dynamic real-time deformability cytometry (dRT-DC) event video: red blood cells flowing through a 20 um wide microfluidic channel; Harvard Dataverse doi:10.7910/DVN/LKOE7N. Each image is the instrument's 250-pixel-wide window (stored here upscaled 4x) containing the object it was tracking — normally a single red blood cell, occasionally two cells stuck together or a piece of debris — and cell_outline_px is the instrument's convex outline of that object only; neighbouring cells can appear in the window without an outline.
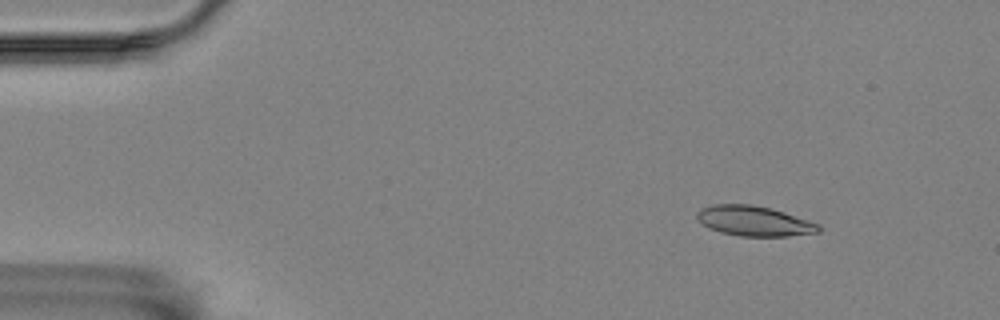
{"species": "Egyptian fruit bat (a non-hibernating species)", "species_latin": "Rousettus aegyptiacus", "temperature_condition": "room temperature", "stored_images_in_passage": 4, "camera_frame_rate_fps": 3000, "um_per_image_px": 0.085, "animal": {"sex": "female"}, "frame": {"image": 1, "passage_image": 1, "time_ms": 0.0, "image_size_px": [1000, 320], "cell_outline_px": [[820, 232], [788, 236], [740, 236], [720, 232], [708, 228], [696, 220], [696, 212], [700, 208], [712, 204], [752, 204], [784, 212], [820, 224]], "centroid_in_image_um": [64.05, 18.78], "position_along_channel_um": 21.0, "area_um2": 21.44}}